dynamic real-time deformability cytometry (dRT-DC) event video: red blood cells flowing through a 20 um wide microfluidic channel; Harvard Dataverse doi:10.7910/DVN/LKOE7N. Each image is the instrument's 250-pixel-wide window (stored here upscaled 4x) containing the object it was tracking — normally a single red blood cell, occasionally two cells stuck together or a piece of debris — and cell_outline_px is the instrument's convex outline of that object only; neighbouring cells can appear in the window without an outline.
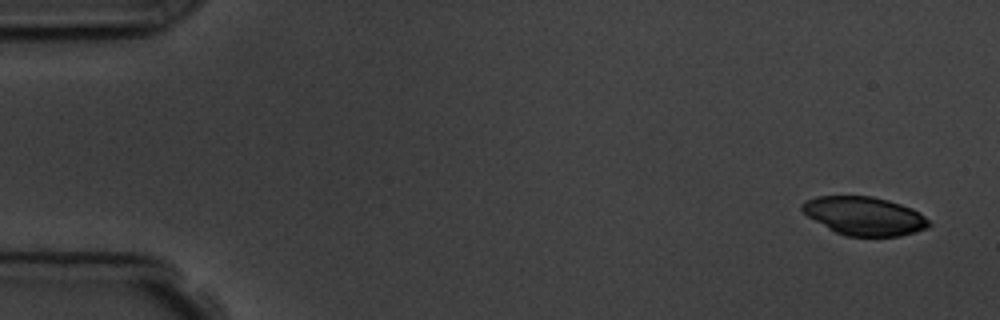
{"species": "common noctule bat (a hibernating species)", "species_latin": "Nyctalus noctula", "temperature_condition": "room temperature", "stored_images_in_passage": 5, "camera_frame_rate_fps": 3000, "um_per_image_px": 0.085, "animal": {"sex": "male", "body_mass_g": 19.5, "forearm_length_mm": 54.6}, "frame": {"image": 1, "passage_image": 1, "time_ms": 0.0, "image_size_px": [1000, 320], "cell_outline_px": [[932, 224], [928, 228], [916, 232], [900, 236], [844, 236], [828, 228], [808, 216], [800, 208], [800, 204], [804, 200], [816, 196], [872, 196], [888, 200], [912, 208], [920, 212]], "centroid_in_image_um": [73.47, 18.35], "position_along_channel_um": 11.5, "area_um2": 28.55}}